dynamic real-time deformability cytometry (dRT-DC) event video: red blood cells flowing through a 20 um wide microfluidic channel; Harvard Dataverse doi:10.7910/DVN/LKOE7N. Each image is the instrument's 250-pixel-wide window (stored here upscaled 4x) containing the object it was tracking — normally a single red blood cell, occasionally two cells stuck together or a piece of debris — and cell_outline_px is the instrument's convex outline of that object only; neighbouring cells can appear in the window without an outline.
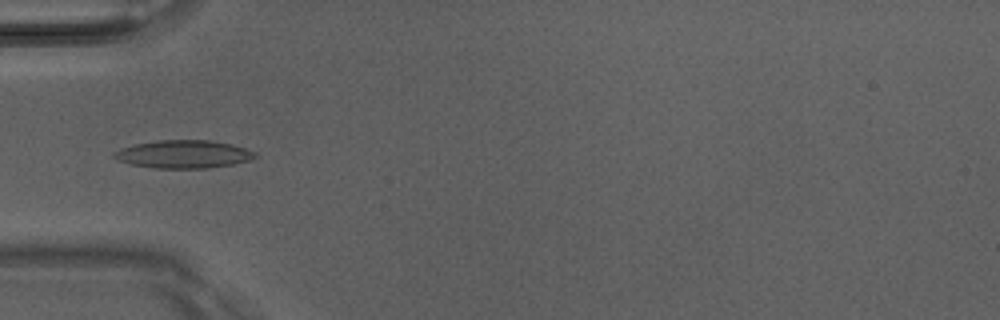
{"species": "Egyptian fruit bat (a non-hibernating species)", "species_latin": "Rousettus aegyptiacus", "temperature_condition": "room temperature", "stored_images_in_passage": 5, "camera_frame_rate_fps": 3000, "um_per_image_px": 0.085, "animal": {"sex": "male"}, "frame": {"image": 1, "passage_image": 5, "time_ms": 1.333, "image_size_px": [1000, 320], "cell_outline_px": [[256, 156], [248, 160], [232, 164], [208, 168], [152, 168], [132, 164], [116, 160], [112, 156], [112, 152], [120, 148], [136, 144], [160, 140], [208, 140], [232, 144], [256, 152]], "centroid_in_image_um": [15.55, 13.1], "position_along_channel_um": 69.5, "area_um2": 22.89}}